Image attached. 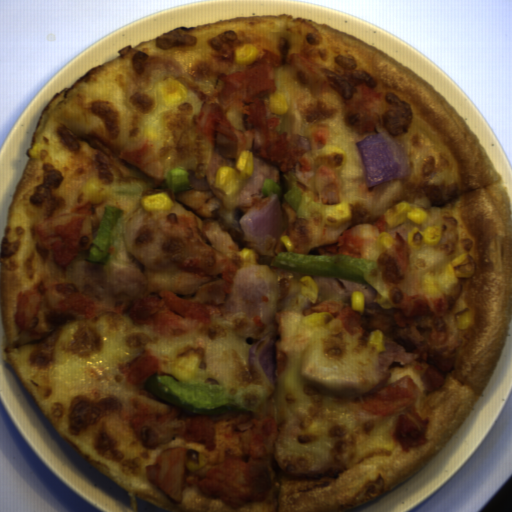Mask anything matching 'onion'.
I'll use <instances>...</instances> for the list:
<instances>
[{
	"label": "onion",
	"mask_w": 512,
	"mask_h": 512,
	"mask_svg": "<svg viewBox=\"0 0 512 512\" xmlns=\"http://www.w3.org/2000/svg\"><path fill=\"white\" fill-rule=\"evenodd\" d=\"M241 220L263 254L279 238L289 221L268 194Z\"/></svg>",
	"instance_id": "3"
},
{
	"label": "onion",
	"mask_w": 512,
	"mask_h": 512,
	"mask_svg": "<svg viewBox=\"0 0 512 512\" xmlns=\"http://www.w3.org/2000/svg\"><path fill=\"white\" fill-rule=\"evenodd\" d=\"M355 143L364 165L370 192L407 173L395 154L375 132Z\"/></svg>",
	"instance_id": "2"
},
{
	"label": "onion",
	"mask_w": 512,
	"mask_h": 512,
	"mask_svg": "<svg viewBox=\"0 0 512 512\" xmlns=\"http://www.w3.org/2000/svg\"><path fill=\"white\" fill-rule=\"evenodd\" d=\"M248 352L257 369L274 391L276 374V328L260 334Z\"/></svg>",
	"instance_id": "4"
},
{
	"label": "onion",
	"mask_w": 512,
	"mask_h": 512,
	"mask_svg": "<svg viewBox=\"0 0 512 512\" xmlns=\"http://www.w3.org/2000/svg\"><path fill=\"white\" fill-rule=\"evenodd\" d=\"M277 275L267 265L240 267L234 275L231 293L223 313H245L264 324L273 323L276 314Z\"/></svg>",
	"instance_id": "1"
}]
</instances>
